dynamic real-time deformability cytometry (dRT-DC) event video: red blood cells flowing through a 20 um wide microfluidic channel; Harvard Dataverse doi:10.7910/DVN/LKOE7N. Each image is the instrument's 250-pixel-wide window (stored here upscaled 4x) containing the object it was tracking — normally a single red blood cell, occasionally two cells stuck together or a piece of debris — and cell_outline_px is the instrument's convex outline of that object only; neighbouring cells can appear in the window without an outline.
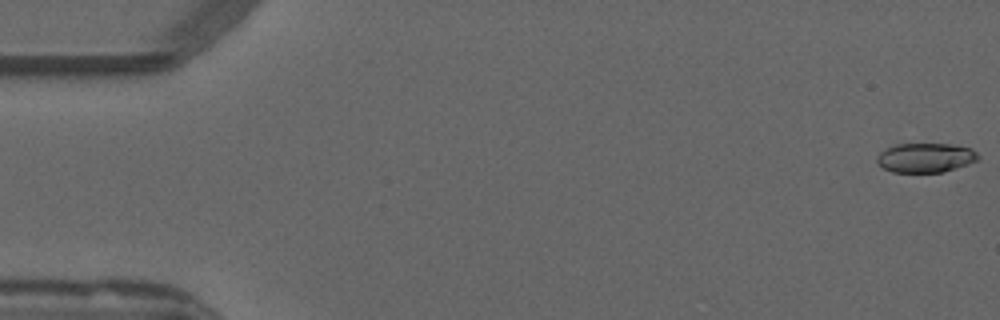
{"species": "common noctule bat (a hibernating species)", "species_latin": "Nyctalus noctula", "temperature_condition": "warm", "stored_images_in_passage": 45, "camera_frame_rate_fps": 3000, "um_per_image_px": 0.085, "animal": {"sex": "male", "forearm_length_mm": 52.5}, "frame": {"image": 1, "passage_image": 1, "time_ms": 0.0, "image_size_px": [1000, 320], "cell_outline_px": [[980, 156], [976, 160], [968, 164], [944, 172], [892, 172], [876, 164], [876, 156], [880, 152], [896, 144], [948, 144], [972, 148]], "centroid_in_image_um": [78.65, 13.41], "position_along_channel_um": 6.4, "area_um2": 17.34}}
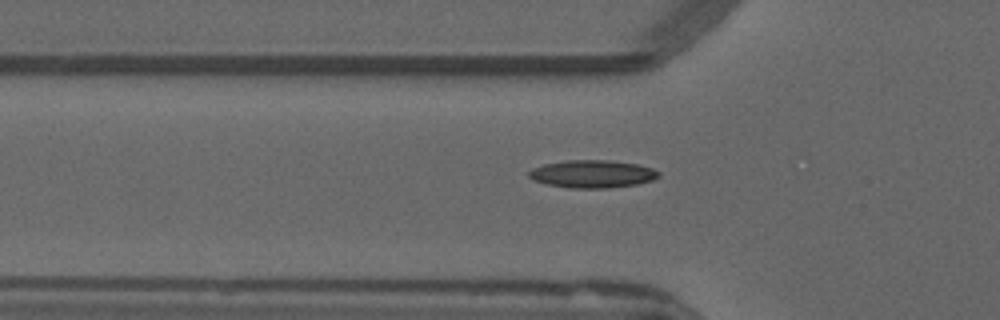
{"frame": {"image": 2, "passage_image": 18, "time_ms": 5.667, "image_size_px": [1000, 320], "cell_outline_px": [[660, 176], [652, 180], [636, 184], [608, 188], [568, 188], [548, 184], [532, 180], [528, 176], [528, 172], [532, 168], [544, 164], [568, 160], [612, 160], [640, 164], [652, 168], [660, 172]], "centroid_in_image_um": [50.36, 14.78], "position_along_channel_um": 75.4, "area_um2": 21.1}}
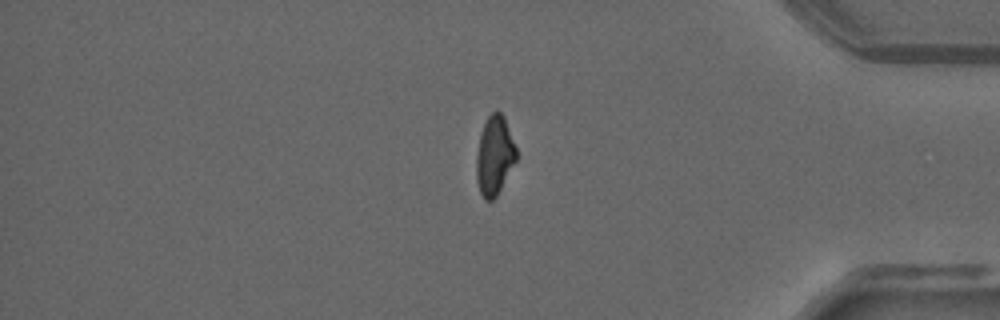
{"frame": {"image": 3, "passage_image": 45, "time_ms": 14.667, "image_size_px": [1000, 320], "cell_outline_px": [[516, 160], [496, 196], [492, 200], [484, 200], [480, 192], [476, 180], [476, 156], [480, 132], [488, 116], [492, 112], [500, 112], [504, 116], [516, 148]], "centroid_in_image_um": [42.01, 13.22], "position_along_channel_um": 393.2, "area_um2": 18.21}, "authors_computed_cell_mechanics": {"area_um2": 19.0162, "velocity_mm_per_s": 3.845, "shape_relaxation_time_tau1_ms": 8.5307, "shape_relaxation_time_tau2_ms": 2.4342, "deformation_change_tau1": 0.2461, "deformation_change_tau2": 0.0806}}